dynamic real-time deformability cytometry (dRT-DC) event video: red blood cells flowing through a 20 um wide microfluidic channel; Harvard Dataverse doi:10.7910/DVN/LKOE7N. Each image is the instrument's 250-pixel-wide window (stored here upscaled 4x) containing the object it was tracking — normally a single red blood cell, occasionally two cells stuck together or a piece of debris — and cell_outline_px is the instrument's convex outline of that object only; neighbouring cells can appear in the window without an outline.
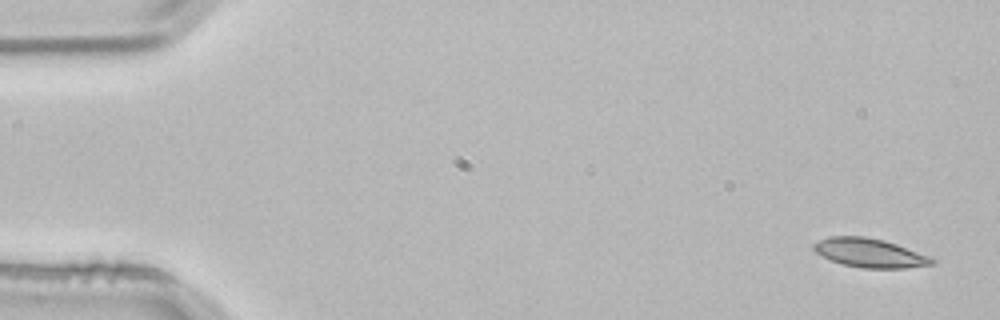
{"species": "common noctule bat (a hibernating species)", "species_latin": "Nyctalus noctula", "temperature_condition": "room temperature", "stored_images_in_passage": 4, "camera_frame_rate_fps": 3000, "um_per_image_px": 0.085, "animal": {"sex": "male", "body_mass_g": 21.5, "forearm_length_mm": 52.0}, "frame": {"image": 1, "passage_image": 1, "time_ms": 0.0, "image_size_px": [1000, 320], "cell_outline_px": [[936, 264], [904, 268], [864, 268], [844, 264], [832, 260], [816, 252], [812, 248], [812, 244], [828, 236], [864, 236], [884, 240], [932, 256], [936, 260]], "centroid_in_image_um": [73.98, 21.49], "position_along_channel_um": 11.0, "area_um2": 19.94}}
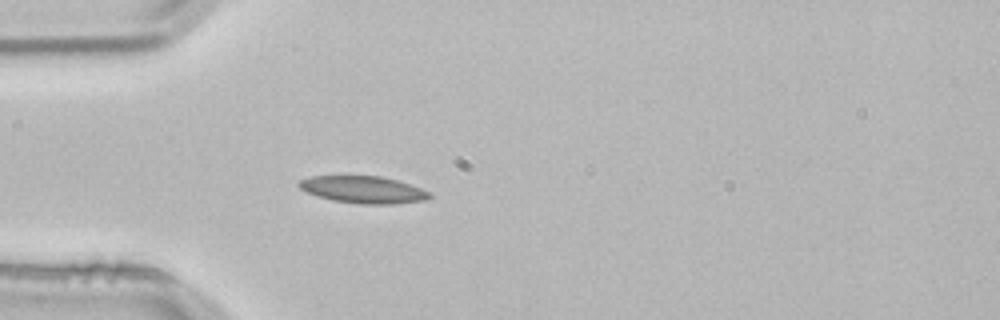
{"frame": {"image": 2, "passage_image": 4, "time_ms": 1.0, "image_size_px": [1000, 320], "cell_outline_px": [[432, 196], [424, 200], [392, 204], [360, 204], [332, 200], [316, 196], [300, 188], [296, 184], [300, 180], [312, 176], [380, 176], [396, 180], [432, 192]], "centroid_in_image_um": [30.87, 16.12], "position_along_channel_um": 54.1, "area_um2": 20.52}}